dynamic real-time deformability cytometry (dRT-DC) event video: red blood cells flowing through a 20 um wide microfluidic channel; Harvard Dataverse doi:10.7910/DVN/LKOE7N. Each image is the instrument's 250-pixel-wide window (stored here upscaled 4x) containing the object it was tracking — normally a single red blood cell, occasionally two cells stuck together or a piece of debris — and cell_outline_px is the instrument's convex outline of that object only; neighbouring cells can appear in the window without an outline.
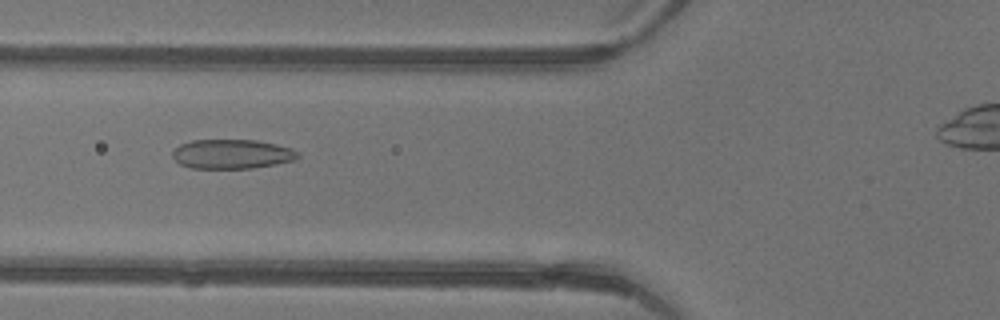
{"species": "common noctule bat (a hibernating species)", "species_latin": "Nyctalus noctula", "temperature_condition": "warm", "stored_images_in_passage": 4, "camera_frame_rate_fps": 3000, "um_per_image_px": 0.085, "animal": {"sex": "female"}, "frame": {"image": 1, "passage_image": 4, "time_ms": 1.0, "image_size_px": [1000, 320], "cell_outline_px": [[300, 156], [292, 160], [276, 164], [252, 168], [192, 168], [180, 164], [172, 156], [172, 152], [180, 144], [192, 140], [256, 140], [276, 144], [292, 148], [300, 152]], "centroid_in_image_um": [19.73, 13.09], "position_along_channel_um": 106.1, "area_um2": 21.44}}